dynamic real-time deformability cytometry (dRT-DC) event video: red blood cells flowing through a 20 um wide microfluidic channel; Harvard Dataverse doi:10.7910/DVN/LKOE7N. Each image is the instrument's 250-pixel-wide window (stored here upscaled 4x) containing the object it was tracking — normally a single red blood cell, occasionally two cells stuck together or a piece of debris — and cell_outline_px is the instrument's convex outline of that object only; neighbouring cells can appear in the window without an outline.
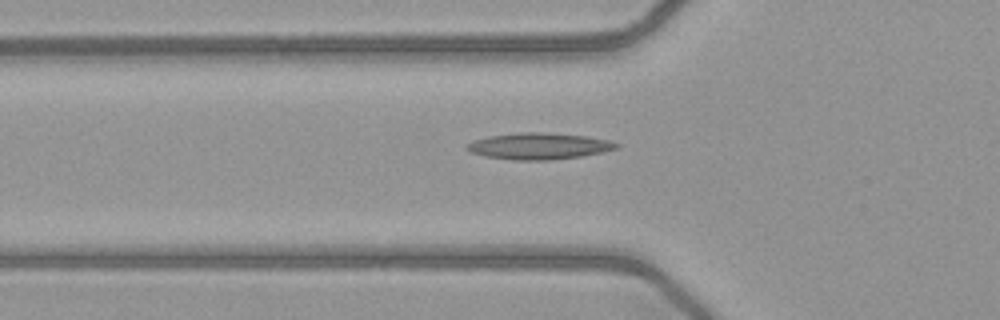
{"species": "common noctule bat (a hibernating species)", "species_latin": "Nyctalus noctula", "temperature_condition": "warm", "stored_images_in_passage": 35, "camera_frame_rate_fps": 3000, "um_per_image_px": 0.085, "animal": {"sex": "female", "body_mass_g": 21.9}, "frame": {"image": 1, "passage_image": 2, "time_ms": 0.333, "image_size_px": [1000, 320], "cell_outline_px": [[620, 148], [580, 156], [552, 160], [512, 160], [484, 156], [468, 152], [464, 148], [464, 144], [472, 140], [488, 136], [516, 132], [548, 132], [588, 136], [608, 140], [620, 144]], "centroid_in_image_um": [45.74, 12.41], "position_along_channel_um": 80.1, "area_um2": 23.47}}
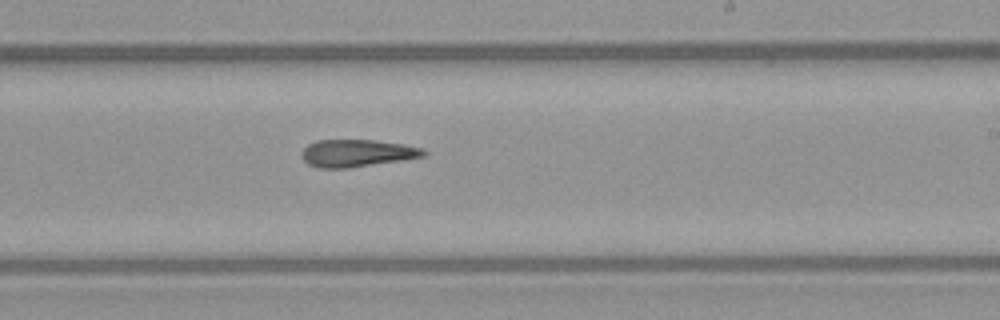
{"frame": {"image": 2, "passage_image": 15, "time_ms": 4.667, "image_size_px": [1000, 320], "cell_outline_px": [[428, 152], [424, 156], [404, 160], [348, 168], [320, 168], [308, 164], [300, 156], [304, 148], [308, 144], [316, 140], [376, 140], [404, 144], [424, 148]], "centroid_in_image_um": [30.36, 13.01], "position_along_channel_um": 258.6, "area_um2": 19.59}}
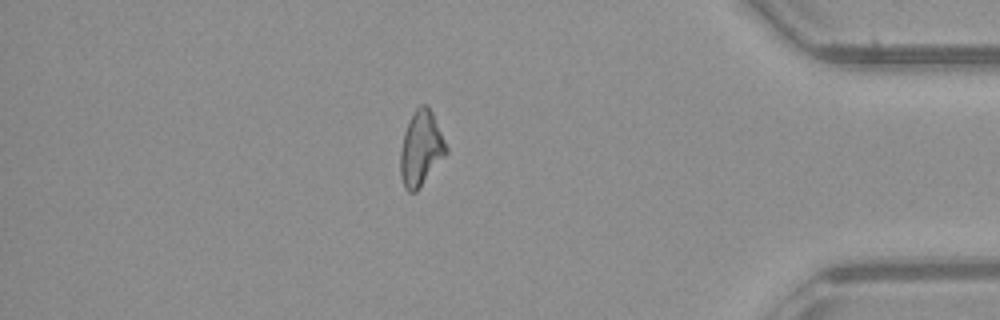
{"frame": {"image": 3, "passage_image": 28, "time_ms": 9.0, "image_size_px": [1000, 320], "cell_outline_px": [[448, 152], [416, 192], [408, 192], [404, 188], [400, 176], [400, 152], [404, 132], [416, 108], [420, 104], [428, 104], [432, 112], [448, 148]], "centroid_in_image_um": [35.77, 12.64], "position_along_channel_um": 399.4, "area_um2": 19.88}}